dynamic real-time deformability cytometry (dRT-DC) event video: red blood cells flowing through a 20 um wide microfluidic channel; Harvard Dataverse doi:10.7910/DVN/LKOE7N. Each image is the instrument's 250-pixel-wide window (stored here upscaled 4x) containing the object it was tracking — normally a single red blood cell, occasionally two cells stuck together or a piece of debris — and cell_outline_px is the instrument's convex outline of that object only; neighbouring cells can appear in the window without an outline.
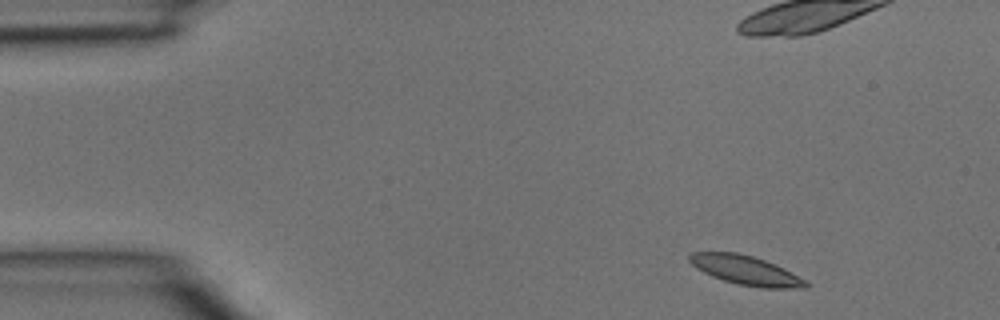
{"species": "common noctule bat (a hibernating species)", "species_latin": "Nyctalus noctula", "temperature_condition": "room temperature", "stored_images_in_passage": 3, "camera_frame_rate_fps": 3000, "um_per_image_px": 0.085, "animal": {"sex": "male", "body_mass_g": 15.6}, "frame": {"image": 1, "passage_image": 1, "time_ms": 0.0, "image_size_px": [1000, 320], "cell_outline_px": [[812, 284], [808, 288], [760, 288], [736, 284], [712, 276], [696, 268], [688, 260], [688, 256], [692, 252], [736, 252], [752, 256], [764, 260], [784, 268], [808, 280]], "centroid_in_image_um": [63.45, 22.99], "position_along_channel_um": 21.6, "area_um2": 20.0}}